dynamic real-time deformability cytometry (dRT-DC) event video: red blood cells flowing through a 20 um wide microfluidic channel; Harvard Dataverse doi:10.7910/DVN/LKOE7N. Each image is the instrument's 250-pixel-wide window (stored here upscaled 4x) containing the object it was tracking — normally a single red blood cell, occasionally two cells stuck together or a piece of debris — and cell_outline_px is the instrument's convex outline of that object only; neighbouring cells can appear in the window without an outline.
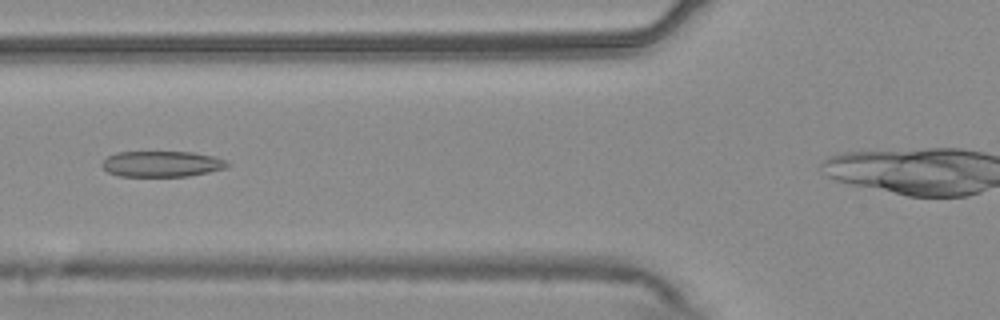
{"species": "common noctule bat (a hibernating species)", "species_latin": "Nyctalus noctula", "temperature_condition": "warm", "stored_images_in_passage": 39, "camera_frame_rate_fps": 3000, "um_per_image_px": 0.085, "animal": {"sex": "male", "body_mass_g": 20.4}, "frame": {"image": 1, "passage_image": 12, "time_ms": 3.667, "image_size_px": [1000, 320], "cell_outline_px": [[232, 164], [224, 168], [208, 172], [188, 176], [120, 176], [108, 172], [100, 164], [108, 156], [116, 152], [192, 152], [212, 156], [224, 160]], "centroid_in_image_um": [13.74, 13.93], "position_along_channel_um": 112.1, "area_um2": 18.73}}
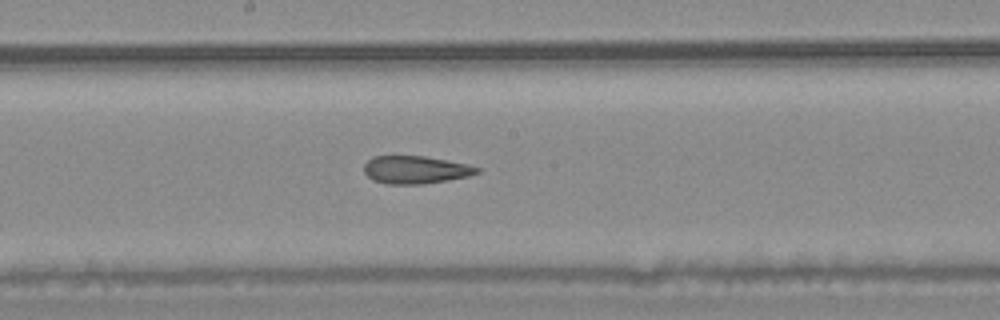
{"frame": {"image": 2, "passage_image": 20, "time_ms": 6.333, "image_size_px": [1000, 320], "cell_outline_px": [[480, 172], [468, 176], [448, 180], [420, 184], [388, 184], [372, 180], [364, 172], [364, 164], [372, 156], [424, 156], [468, 164], [480, 168]], "centroid_in_image_um": [35.31, 14.43], "position_along_channel_um": 212.9, "area_um2": 18.26}}
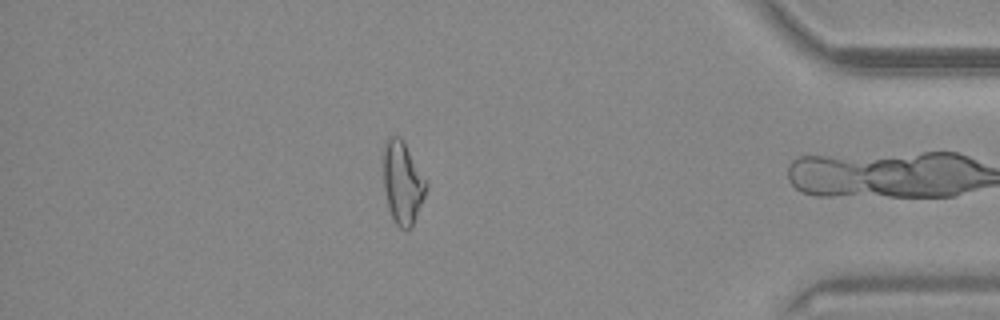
{"frame": {"image": 3, "passage_image": 38, "time_ms": 12.333, "image_size_px": [1000, 320], "cell_outline_px": [[428, 184], [424, 196], [412, 224], [408, 228], [400, 228], [396, 224], [388, 208], [384, 188], [384, 140], [388, 136], [400, 136]], "centroid_in_image_um": [34.19, 15.49], "position_along_channel_um": 401.0, "area_um2": 20.0}, "authors_computed_cell_mechanics": {"area_um2": 19.4208, "velocity_mm_per_s": 3.7761, "shape_relaxation_time_tau1_ms": null, "shape_relaxation_time_tau2_ms": 3.569, "deformation_change_tau1": null, "deformation_change_tau2": 0.1412}}